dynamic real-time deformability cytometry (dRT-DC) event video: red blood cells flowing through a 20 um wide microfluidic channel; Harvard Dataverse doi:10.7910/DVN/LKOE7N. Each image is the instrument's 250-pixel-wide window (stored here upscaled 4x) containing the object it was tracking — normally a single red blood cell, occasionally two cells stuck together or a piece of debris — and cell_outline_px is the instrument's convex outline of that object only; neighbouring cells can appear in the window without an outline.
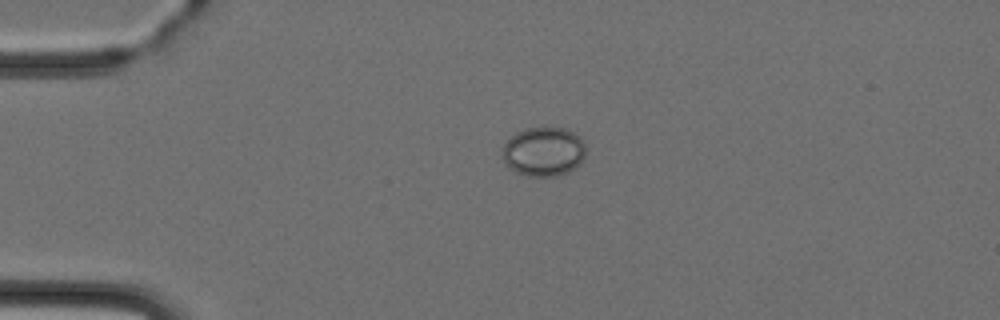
{"species": "Egyptian fruit bat (a non-hibernating species)", "species_latin": "Rousettus aegyptiacus", "temperature_condition": "cold", "stored_images_in_passage": 3, "camera_frame_rate_fps": 3000, "um_per_image_px": 0.085, "animal": {"sex": "female"}, "frame": {"image": 1, "passage_image": 2, "time_ms": 1.0, "image_size_px": [1000, 320], "cell_outline_px": [[584, 156], [580, 164], [568, 172], [556, 176], [528, 176], [516, 172], [508, 168], [504, 164], [504, 144], [516, 132], [528, 128], [564, 128], [576, 132], [580, 136], [584, 144]], "centroid_in_image_um": [46.22, 12.89], "position_along_channel_um": 38.8, "area_um2": 23.87}}